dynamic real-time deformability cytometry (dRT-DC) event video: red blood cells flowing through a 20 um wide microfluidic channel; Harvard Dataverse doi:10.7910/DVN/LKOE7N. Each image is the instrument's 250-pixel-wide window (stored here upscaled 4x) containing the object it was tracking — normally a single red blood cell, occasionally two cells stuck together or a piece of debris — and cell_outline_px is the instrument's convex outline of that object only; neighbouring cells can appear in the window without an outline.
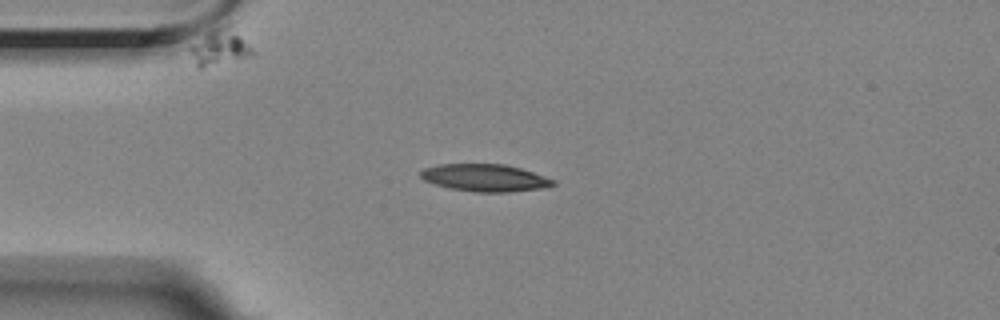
{"species": "Egyptian fruit bat (a non-hibernating species)", "species_latin": "Rousettus aegyptiacus", "temperature_condition": "room temperature", "stored_images_in_passage": 12, "segment_of_instrument_passage": [1, 2], "camera_frame_rate_fps": 3000, "um_per_image_px": 0.085, "animal": {"sex": "female"}, "frame": {"image": 1, "passage_image": 4, "time_ms": 3.333, "image_size_px": [1000, 320], "cell_outline_px": [[556, 184], [548, 188], [508, 192], [476, 192], [452, 188], [436, 184], [424, 180], [420, 176], [420, 172], [424, 168], [440, 164], [504, 164], [520, 168], [556, 180]], "centroid_in_image_um": [41.27, 15.11], "position_along_channel_um": 43.7, "area_um2": 21.04}}
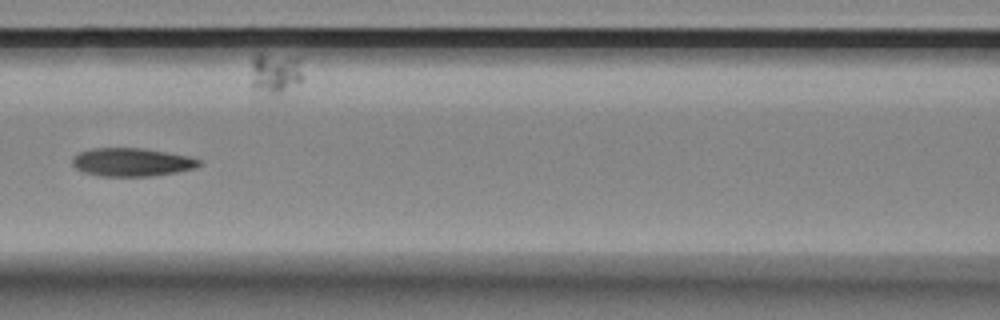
{"frame": {"image": 2, "passage_image": 7, "time_ms": 7.0, "image_size_px": [1000, 320], "cell_outline_px": [[200, 164], [196, 168], [176, 172], [152, 176], [100, 176], [84, 172], [76, 168], [72, 164], [72, 156], [80, 152], [92, 148], [144, 148], [188, 156], [200, 160]], "centroid_in_image_um": [11.18, 13.78], "position_along_channel_um": 155.4, "area_um2": 20.87}}
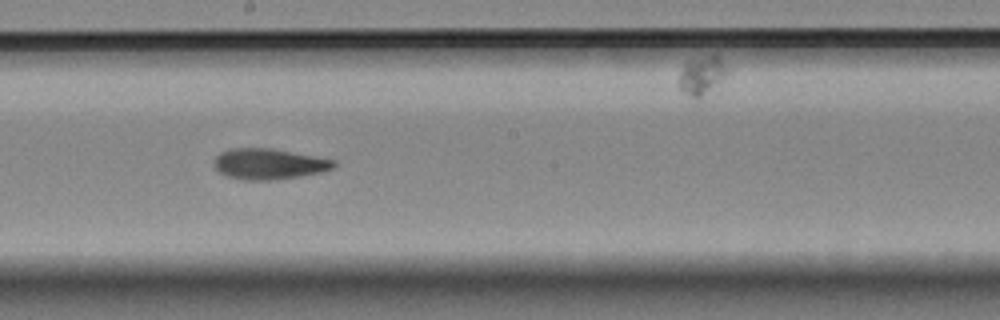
{"frame": {"image": 3, "passage_image": 9, "time_ms": 9.0, "image_size_px": [1000, 320], "cell_outline_px": [[336, 164], [332, 168], [320, 172], [300, 176], [272, 180], [244, 180], [224, 176], [216, 168], [216, 156], [220, 152], [232, 148], [272, 148], [336, 160]], "centroid_in_image_um": [22.85, 13.93], "position_along_channel_um": 225.3, "area_um2": 21.33}}